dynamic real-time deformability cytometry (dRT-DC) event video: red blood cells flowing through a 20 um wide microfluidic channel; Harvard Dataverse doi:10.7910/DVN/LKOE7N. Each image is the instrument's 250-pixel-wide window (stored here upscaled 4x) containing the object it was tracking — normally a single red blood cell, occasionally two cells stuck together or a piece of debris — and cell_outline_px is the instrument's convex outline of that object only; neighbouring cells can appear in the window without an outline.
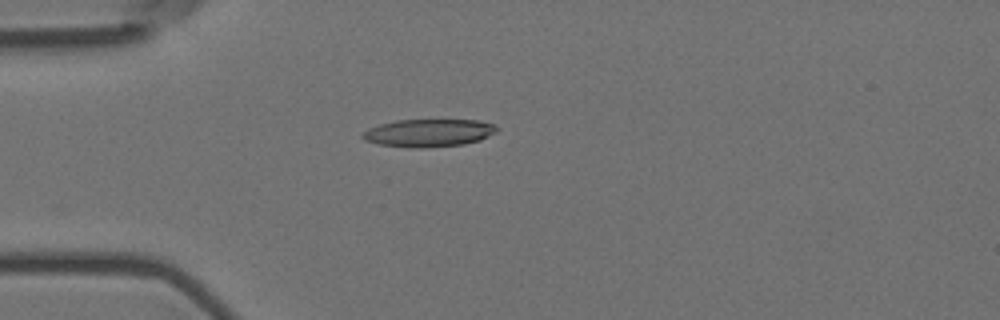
{"species": "Egyptian fruit bat (a non-hibernating species)", "species_latin": "Rousettus aegyptiacus", "temperature_condition": "room temperature", "stored_images_in_passage": 6, "camera_frame_rate_fps": 3000, "um_per_image_px": 0.085, "animal": {"sex": "female"}, "frame": {"image": 1, "passage_image": 5, "time_ms": 1.333, "image_size_px": [1000, 320], "cell_outline_px": [[496, 132], [480, 140], [464, 144], [424, 148], [408, 148], [380, 144], [364, 140], [360, 136], [368, 128], [380, 124], [396, 120], [480, 120], [496, 124]], "centroid_in_image_um": [36.43, 11.3], "position_along_channel_um": 48.6, "area_um2": 21.79}}